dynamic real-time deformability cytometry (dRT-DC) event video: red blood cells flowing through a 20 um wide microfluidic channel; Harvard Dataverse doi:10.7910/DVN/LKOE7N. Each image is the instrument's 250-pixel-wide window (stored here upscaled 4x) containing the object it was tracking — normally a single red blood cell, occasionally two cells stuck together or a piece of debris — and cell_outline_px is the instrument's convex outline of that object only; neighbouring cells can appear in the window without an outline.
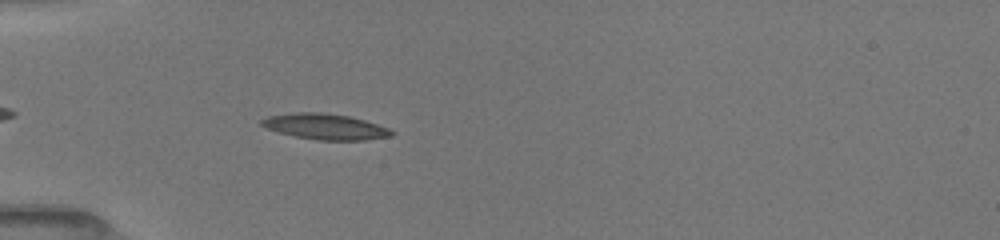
{"species": "common noctule bat (a hibernating species)", "species_latin": "Nyctalus noctula", "temperature_condition": "room temperature", "stored_images_in_passage": 26, "camera_frame_rate_fps": 3000, "um_per_image_px": 0.085, "animal": {"sex": "female", "body_mass_g": 19.5, "forearm_length_mm": 54.1}, "frame": {"image": 1, "passage_image": 9, "time_ms": 5.333, "image_size_px": [1000, 240], "cell_outline_px": [[396, 132], [392, 136], [364, 140], [316, 140], [296, 136], [280, 132], [268, 128], [260, 124], [260, 120], [268, 116], [296, 112], [320, 112], [348, 116], [364, 120], [388, 128]], "centroid_in_image_um": [27.66, 10.76], "position_along_channel_um": 57.3, "area_um2": 19.31}}
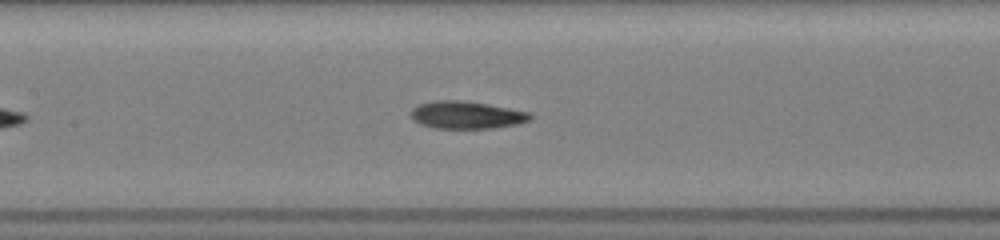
{"frame": {"image": 2, "passage_image": 18, "time_ms": 8.333, "image_size_px": [1000, 240], "cell_outline_px": [[532, 116], [528, 120], [520, 124], [492, 128], [436, 128], [420, 124], [412, 116], [412, 108], [420, 104], [436, 100], [456, 100], [488, 104], [528, 112]], "centroid_in_image_um": [39.67, 9.78], "position_along_channel_um": 167.7, "area_um2": 18.79}}
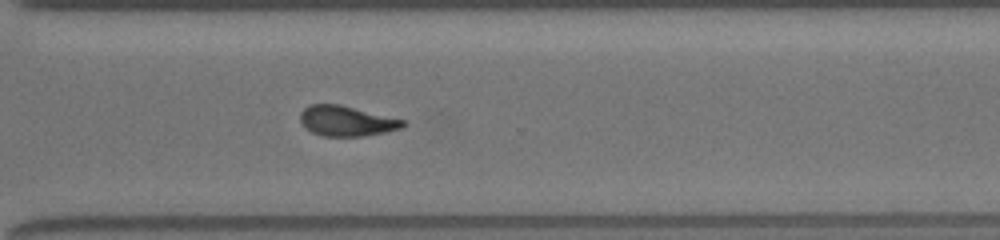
{"frame": {"image": 3, "passage_image": 26, "time_ms": 12.667, "image_size_px": [1000, 240], "cell_outline_px": [[404, 124], [400, 128], [384, 132], [364, 136], [324, 136], [312, 132], [300, 120], [300, 112], [308, 104], [340, 104], [404, 120]], "centroid_in_image_um": [29.42, 10.27], "position_along_channel_um": 341.2, "area_um2": 17.8}}